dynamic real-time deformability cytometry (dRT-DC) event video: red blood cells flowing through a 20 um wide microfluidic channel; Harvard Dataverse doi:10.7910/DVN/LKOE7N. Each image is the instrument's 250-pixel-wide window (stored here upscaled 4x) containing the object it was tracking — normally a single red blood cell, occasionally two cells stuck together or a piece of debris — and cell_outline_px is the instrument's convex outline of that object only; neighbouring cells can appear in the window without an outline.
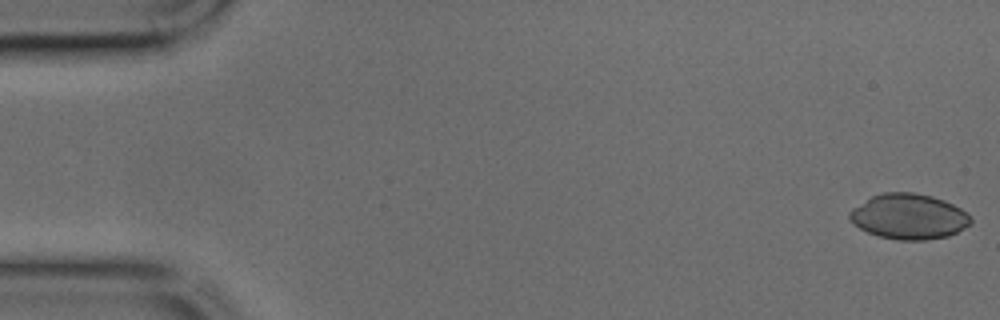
{"species": "common noctule bat (a hibernating species)", "species_latin": "Nyctalus noctula", "temperature_condition": "cold", "stored_images_in_passage": 9, "camera_frame_rate_fps": 3000, "um_per_image_px": 0.085, "animal": {"sex": "male", "body_mass_g": 17.9, "forearm_length_mm": 54.2}, "frame": {"image": 1, "passage_image": 1, "time_ms": 0.0, "image_size_px": [1000, 320], "cell_outline_px": [[972, 220], [964, 228], [948, 236], [924, 240], [896, 240], [880, 236], [868, 232], [852, 224], [848, 216], [848, 212], [852, 208], [872, 196], [884, 192], [912, 192], [932, 196], [944, 200], [960, 208], [972, 216]], "centroid_in_image_um": [77.23, 18.4], "position_along_channel_um": 7.8, "area_um2": 32.02}}